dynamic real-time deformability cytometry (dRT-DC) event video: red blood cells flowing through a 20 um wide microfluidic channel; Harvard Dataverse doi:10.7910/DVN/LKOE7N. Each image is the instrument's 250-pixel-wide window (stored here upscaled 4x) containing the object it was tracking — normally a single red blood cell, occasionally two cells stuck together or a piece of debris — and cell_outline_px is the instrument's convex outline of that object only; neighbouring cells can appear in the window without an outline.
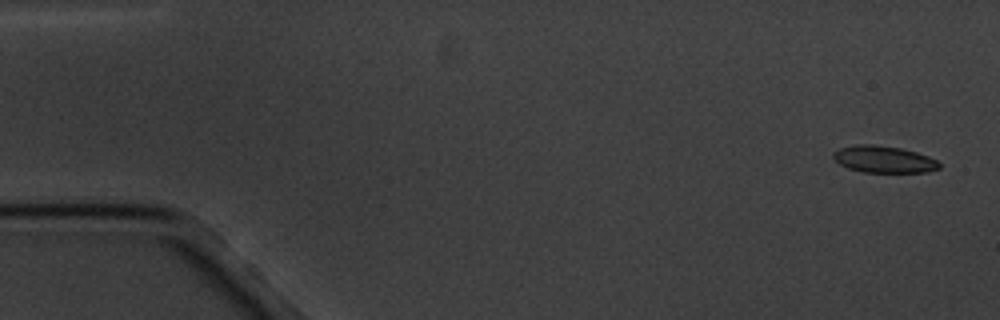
{"species": "common noctule bat (a hibernating species)", "species_latin": "Nyctalus noctula", "temperature_condition": "cold", "stored_images_in_passage": 4, "camera_frame_rate_fps": 3000, "um_per_image_px": 0.085, "animal": {"sex": "male", "body_mass_g": 20.1, "forearm_length_mm": 53.5}, "frame": {"image": 1, "passage_image": 1, "time_ms": 0.0, "image_size_px": [1000, 320], "cell_outline_px": [[940, 168], [928, 172], [864, 172], [848, 168], [840, 164], [832, 156], [832, 152], [840, 148], [856, 144], [872, 144], [900, 148], [916, 152], [928, 156], [936, 160], [940, 164]], "centroid_in_image_um": [75.11, 13.54], "position_along_channel_um": 9.9, "area_um2": 16.53}}
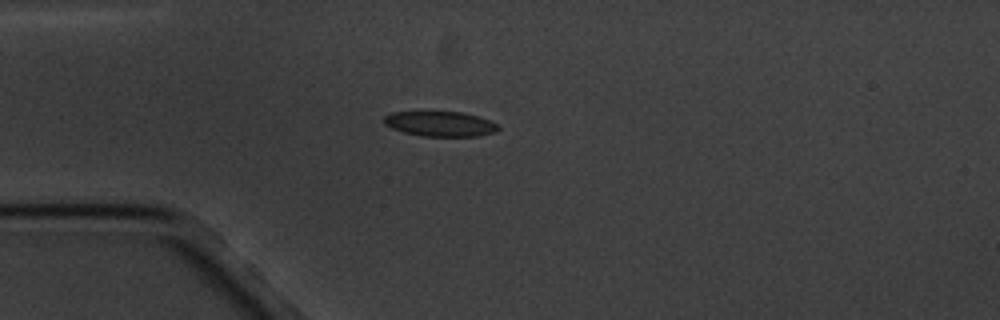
{"frame": {"image": 2, "passage_image": 4, "time_ms": 4.333, "image_size_px": [1000, 320], "cell_outline_px": [[500, 128], [496, 132], [476, 136], [424, 136], [404, 132], [392, 128], [384, 124], [384, 116], [392, 112], [464, 112], [488, 120], [496, 124]], "centroid_in_image_um": [37.41, 10.53], "position_along_channel_um": 47.6, "area_um2": 16.47}}